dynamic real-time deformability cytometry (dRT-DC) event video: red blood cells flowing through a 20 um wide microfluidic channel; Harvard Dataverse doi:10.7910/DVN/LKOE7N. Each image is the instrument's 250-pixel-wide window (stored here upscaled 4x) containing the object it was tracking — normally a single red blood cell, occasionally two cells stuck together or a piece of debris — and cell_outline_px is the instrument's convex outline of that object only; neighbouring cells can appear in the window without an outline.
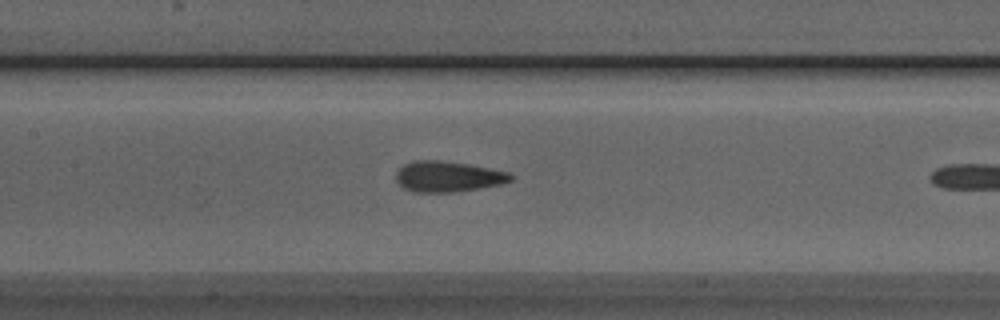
{"species": "Egyptian fruit bat (a non-hibernating species)", "species_latin": "Rousettus aegyptiacus", "temperature_condition": "room temperature", "stored_images_in_passage": 19, "camera_frame_rate_fps": 3000, "um_per_image_px": 0.085, "animal": {"sex": "male"}, "frame": {"image": 1, "passage_image": 11, "time_ms": 3.333, "image_size_px": [1000, 320], "cell_outline_px": [[512, 180], [500, 184], [452, 192], [412, 192], [404, 188], [396, 180], [396, 172], [404, 164], [412, 160], [440, 160], [468, 164], [508, 172], [512, 176]], "centroid_in_image_um": [38.02, 15.0], "position_along_channel_um": 169.4, "area_um2": 20.29}}
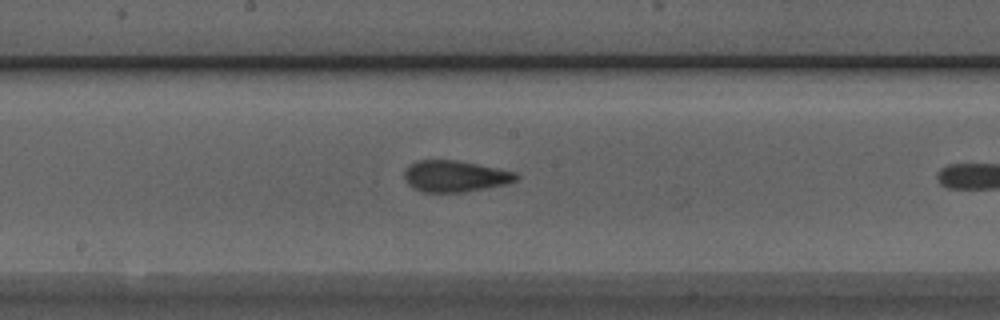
{"frame": {"image": 2, "passage_image": 14, "time_ms": 4.333, "image_size_px": [1000, 320], "cell_outline_px": [[520, 176], [516, 180], [504, 184], [464, 192], [420, 192], [412, 188], [408, 184], [404, 176], [404, 172], [412, 164], [420, 160], [456, 160], [516, 172]], "centroid_in_image_um": [38.66, 14.99], "position_along_channel_um": 209.5, "area_um2": 20.17}}